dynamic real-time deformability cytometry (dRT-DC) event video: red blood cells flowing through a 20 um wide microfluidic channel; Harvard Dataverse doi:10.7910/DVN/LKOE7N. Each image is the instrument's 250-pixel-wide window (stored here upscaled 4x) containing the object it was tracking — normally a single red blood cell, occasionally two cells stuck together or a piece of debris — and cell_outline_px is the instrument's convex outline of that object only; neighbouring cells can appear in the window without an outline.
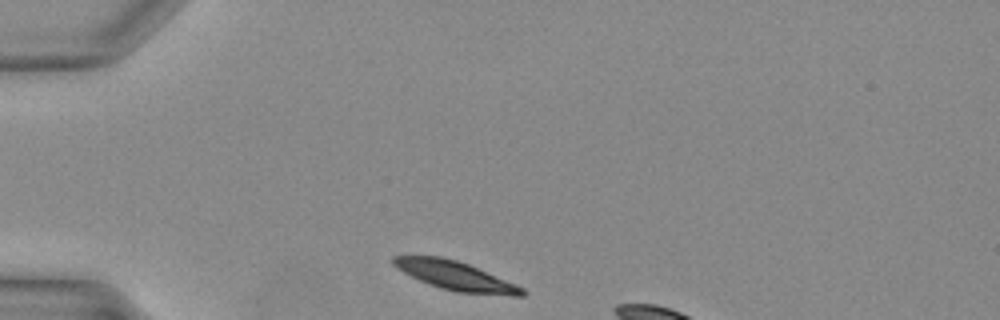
{"species": "Egyptian fruit bat (a non-hibernating species)", "species_latin": "Rousettus aegyptiacus", "temperature_condition": "warm", "stored_images_in_passage": 6, "camera_frame_rate_fps": 3000, "um_per_image_px": 0.085, "animal": {"sex": "female"}, "frame": {"image": 1, "passage_image": 1, "time_ms": 0.0, "image_size_px": [1000, 320], "cell_outline_px": [[528, 292], [524, 296], [512, 296], [456, 292], [440, 288], [420, 280], [396, 268], [388, 260], [392, 256], [440, 256], [456, 260], [468, 264], [516, 284], [524, 288]], "centroid_in_image_um": [38.72, 23.45], "position_along_channel_um": 46.3, "area_um2": 21.73}}
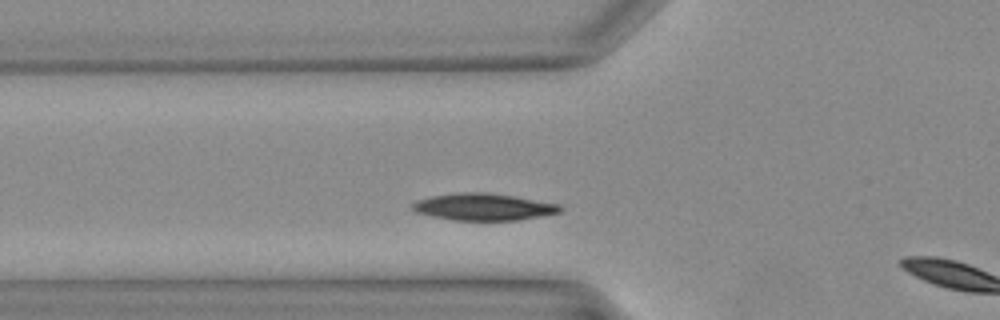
{"frame": {"image": 2, "passage_image": 5, "time_ms": 1.333, "image_size_px": [1000, 320], "cell_outline_px": [[564, 208], [560, 212], [516, 220], [452, 220], [432, 216], [416, 212], [412, 208], [412, 204], [420, 200], [432, 196], [460, 192], [488, 192], [560, 204]], "centroid_in_image_um": [41.11, 17.58], "position_along_channel_um": 84.7, "area_um2": 22.89}}